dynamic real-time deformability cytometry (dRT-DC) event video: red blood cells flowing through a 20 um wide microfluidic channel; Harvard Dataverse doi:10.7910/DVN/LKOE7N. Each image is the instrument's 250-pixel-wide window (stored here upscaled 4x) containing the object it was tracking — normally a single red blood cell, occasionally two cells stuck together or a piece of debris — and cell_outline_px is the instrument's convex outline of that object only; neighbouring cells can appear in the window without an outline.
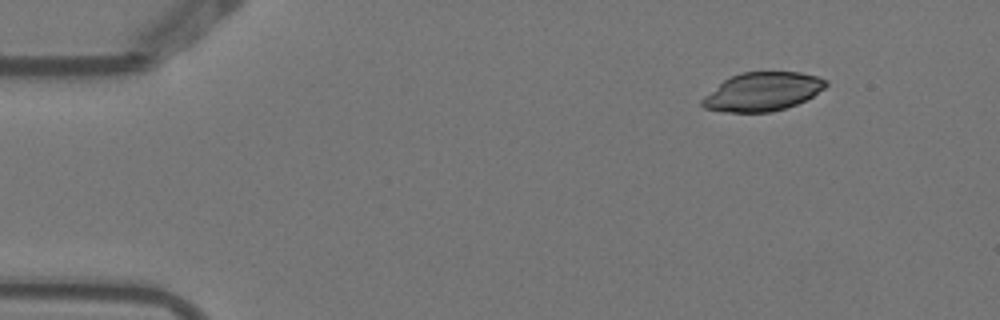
{"species": "Egyptian fruit bat (a non-hibernating species)", "species_latin": "Rousettus aegyptiacus", "temperature_condition": "warm", "stored_images_in_passage": 4, "camera_frame_rate_fps": 3000, "um_per_image_px": 0.085, "animal": {"sex": "female"}, "frame": {"image": 1, "passage_image": 2, "time_ms": 0.333, "image_size_px": [1000, 320], "cell_outline_px": [[828, 84], [824, 88], [812, 96], [796, 104], [772, 112], [724, 112], [704, 108], [700, 104], [700, 100], [704, 96], [724, 80], [732, 76], [744, 72], [800, 72], [816, 76], [828, 80]], "centroid_in_image_um": [64.8, 7.79], "position_along_channel_um": 20.2, "area_um2": 27.63}}